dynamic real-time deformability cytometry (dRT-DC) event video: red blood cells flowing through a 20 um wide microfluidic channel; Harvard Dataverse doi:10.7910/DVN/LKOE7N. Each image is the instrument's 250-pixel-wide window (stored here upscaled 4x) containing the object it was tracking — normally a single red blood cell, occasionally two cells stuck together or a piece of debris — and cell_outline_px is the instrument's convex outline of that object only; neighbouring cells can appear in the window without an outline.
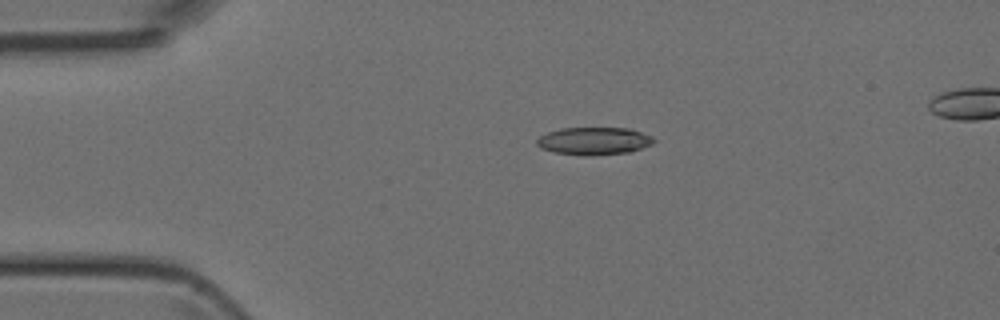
{"species": "Egyptian fruit bat (a non-hibernating species)", "species_latin": "Rousettus aegyptiacus", "temperature_condition": "room temperature", "stored_images_in_passage": 3, "segment_of_instrument_passage": [1, 2], "camera_frame_rate_fps": 3000, "um_per_image_px": 0.085, "animal": {"sex": "female"}, "frame": {"image": 1, "passage_image": 1, "time_ms": 0.0, "image_size_px": [1000, 320], "cell_outline_px": [[656, 140], [652, 144], [628, 152], [592, 156], [584, 156], [552, 152], [540, 148], [536, 144], [536, 140], [540, 136], [548, 132], [560, 128], [628, 128], [652, 136]], "centroid_in_image_um": [50.45, 11.99], "position_along_channel_um": 34.5, "area_um2": 18.9}}